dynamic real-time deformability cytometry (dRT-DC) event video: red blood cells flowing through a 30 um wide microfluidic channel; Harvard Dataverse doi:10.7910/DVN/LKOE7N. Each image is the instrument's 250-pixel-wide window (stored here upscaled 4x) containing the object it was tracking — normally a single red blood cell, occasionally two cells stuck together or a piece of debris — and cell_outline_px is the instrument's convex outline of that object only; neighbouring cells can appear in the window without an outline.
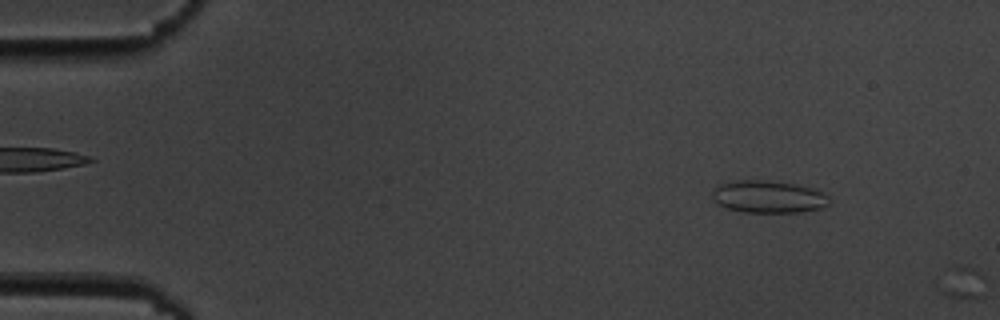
{"species": "common noctule bat (a hibernating species)", "species_latin": "Nyctalus noctula", "temperature_condition": "cold", "stored_images_in_passage": 2, "camera_frame_rate_fps": 3000, "um_per_image_px": 0.085, "animal": {"sex": "male", "body_mass_g": 19.5, "forearm_length_mm": 54.6}, "frame": {"image": 1, "passage_image": 1, "time_ms": 0.0, "image_size_px": [1000, 320], "cell_outline_px": [[828, 204], [824, 208], [800, 212], [744, 212], [724, 208], [712, 196], [712, 192], [720, 184], [736, 180], [768, 180], [792, 184], [812, 188], [828, 196]], "centroid_in_image_um": [65.31, 16.73], "position_along_channel_um": 19.7, "area_um2": 21.85}}